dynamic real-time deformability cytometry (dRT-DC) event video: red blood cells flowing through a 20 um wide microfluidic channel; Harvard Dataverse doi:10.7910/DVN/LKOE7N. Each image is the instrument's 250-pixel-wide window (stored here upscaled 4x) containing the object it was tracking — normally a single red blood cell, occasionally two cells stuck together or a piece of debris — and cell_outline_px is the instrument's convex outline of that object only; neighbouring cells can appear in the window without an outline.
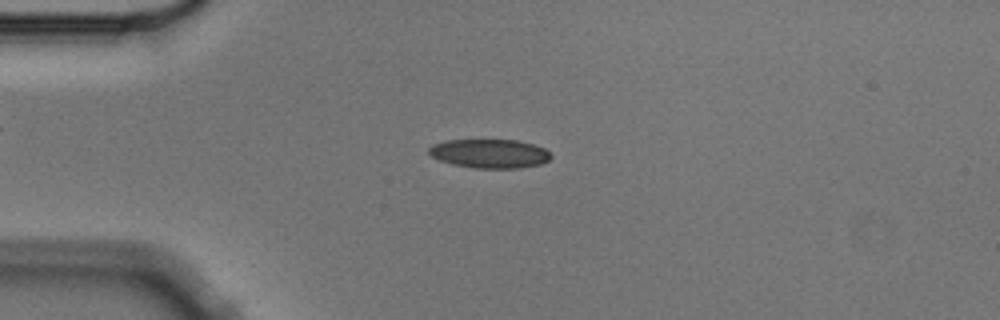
{"species": "Egyptian fruit bat (a non-hibernating species)", "species_latin": "Rousettus aegyptiacus", "temperature_condition": "cold", "stored_images_in_passage": 6, "camera_frame_rate_fps": 3000, "um_per_image_px": 0.085, "animal": {"sex": "male"}, "frame": {"image": 1, "passage_image": 3, "time_ms": 0.667, "image_size_px": [1000, 320], "cell_outline_px": [[552, 156], [548, 160], [540, 164], [520, 168], [476, 168], [452, 164], [440, 160], [432, 156], [428, 152], [428, 148], [432, 144], [448, 140], [516, 140], [532, 144], [544, 148]], "centroid_in_image_um": [41.6, 13.05], "position_along_channel_um": 43.4, "area_um2": 20.46}}
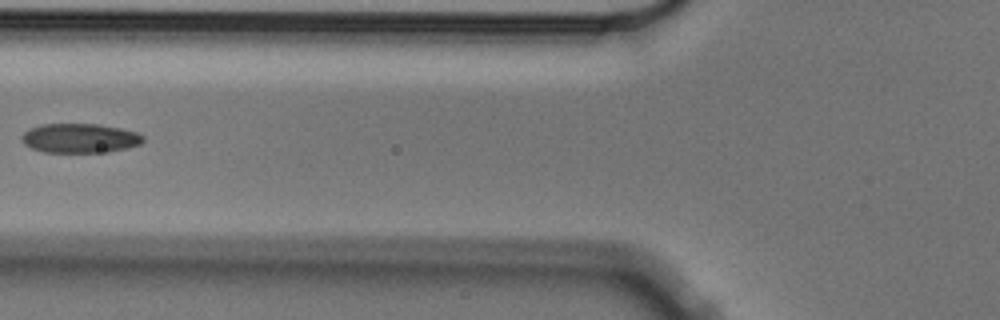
{"frame": {"image": 2, "passage_image": 5, "time_ms": 1.333, "image_size_px": [1000, 320], "cell_outline_px": [[144, 140], [140, 144], [108, 152], [44, 152], [32, 148], [24, 144], [20, 140], [20, 136], [28, 128], [44, 124], [100, 124], [120, 128], [136, 132], [144, 136]], "centroid_in_image_um": [6.75, 11.74], "position_along_channel_um": 119.0, "area_um2": 20.81}}
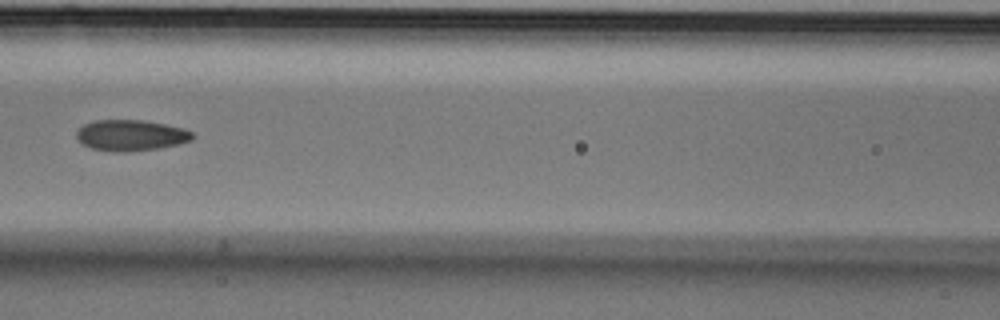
{"frame": {"image": 3, "passage_image": 6, "time_ms": 1.667, "image_size_px": [1000, 320], "cell_outline_px": [[196, 136], [192, 140], [180, 144], [160, 148], [124, 152], [112, 152], [92, 148], [84, 144], [76, 136], [76, 132], [84, 124], [96, 120], [144, 120], [184, 128], [192, 132]], "centroid_in_image_um": [11.17, 11.5], "position_along_channel_um": 155.4, "area_um2": 20.98}}